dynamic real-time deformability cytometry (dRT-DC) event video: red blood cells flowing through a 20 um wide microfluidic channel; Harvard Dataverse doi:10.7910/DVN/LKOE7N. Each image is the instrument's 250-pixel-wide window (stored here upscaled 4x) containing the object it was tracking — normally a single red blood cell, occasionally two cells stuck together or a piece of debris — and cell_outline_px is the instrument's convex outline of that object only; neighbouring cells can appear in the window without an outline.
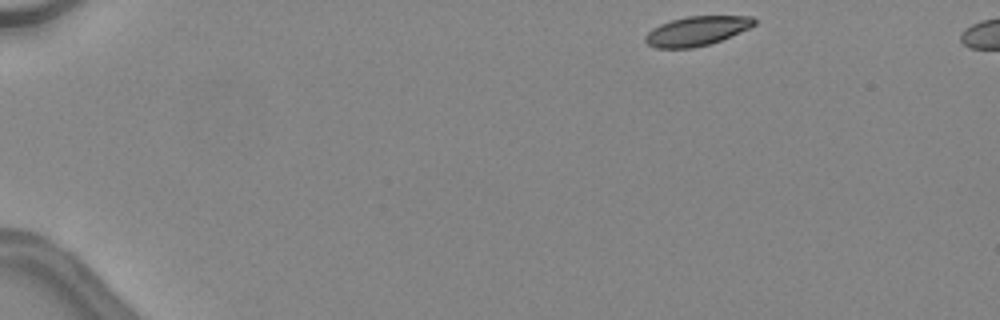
{"species": "common noctule bat (a hibernating species)", "species_latin": "Nyctalus noctula", "temperature_condition": "warm", "stored_images_in_passage": 41, "camera_frame_rate_fps": 3000, "um_per_image_px": 0.085, "animal": {"sex": "female", "body_mass_g": 24.6, "forearm_length_mm": 56.2}, "frame": {"image": 1, "passage_image": 1, "time_ms": 0.0, "image_size_px": [1000, 320], "cell_outline_px": [[756, 24], [748, 28], [720, 40], [708, 44], [692, 48], [656, 48], [648, 44], [644, 40], [644, 36], [652, 28], [660, 24], [672, 20], [688, 16], [752, 16], [756, 20]], "centroid_in_image_um": [59.19, 2.63], "position_along_channel_um": 25.8, "area_um2": 18.44}}
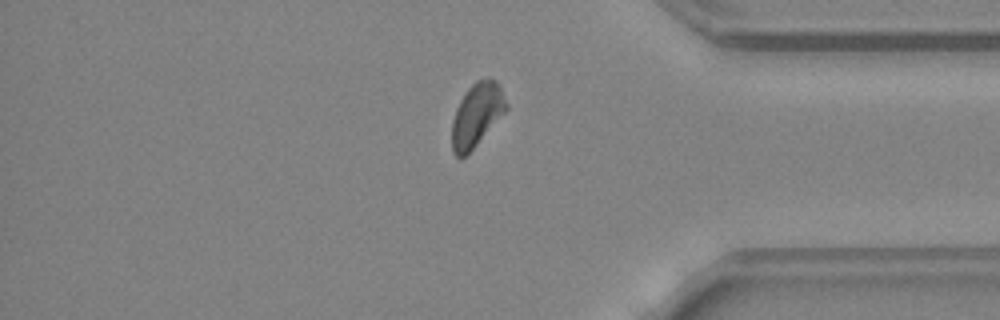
{"frame": {"image": 2, "passage_image": 34, "time_ms": 11.0, "image_size_px": [1000, 320], "cell_outline_px": [[508, 108], [476, 144], [460, 160], [452, 152], [452, 120], [456, 108], [460, 100], [468, 88], [476, 80], [496, 80], [500, 84], [508, 104]], "centroid_in_image_um": [40.51, 9.75], "position_along_channel_um": 394.7, "area_um2": 19.77}}
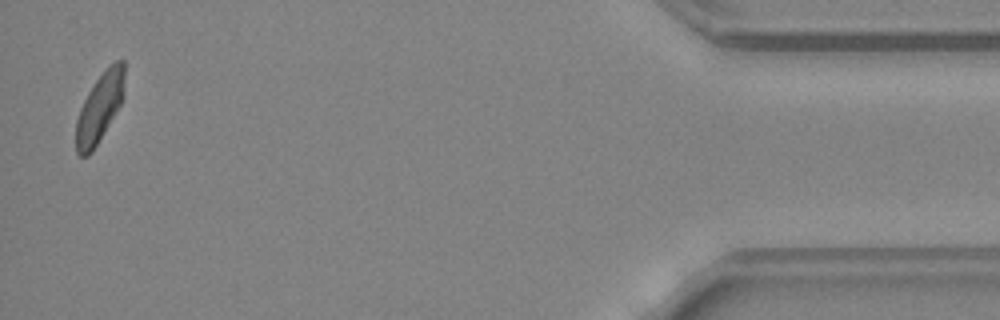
{"frame": {"image": 3, "passage_image": 40, "time_ms": 13.0, "image_size_px": [1000, 320], "cell_outline_px": [[124, 96], [120, 104], [92, 152], [88, 156], [80, 156], [76, 152], [76, 120], [80, 108], [88, 92], [96, 80], [116, 60], [124, 60]], "centroid_in_image_um": [8.46, 9.17], "position_along_channel_um": 426.7, "area_um2": 19.07}, "authors_computed_cell_mechanics": {"area_um2": 20.2878, "velocity_mm_per_s": 4.5192, "shape_relaxation_time_tau1_ms": 5.6585, "shape_relaxation_time_tau2_ms": 7.1415, "deformation_change_tau1": 0.143, "deformation_change_tau2": 0.1399}}